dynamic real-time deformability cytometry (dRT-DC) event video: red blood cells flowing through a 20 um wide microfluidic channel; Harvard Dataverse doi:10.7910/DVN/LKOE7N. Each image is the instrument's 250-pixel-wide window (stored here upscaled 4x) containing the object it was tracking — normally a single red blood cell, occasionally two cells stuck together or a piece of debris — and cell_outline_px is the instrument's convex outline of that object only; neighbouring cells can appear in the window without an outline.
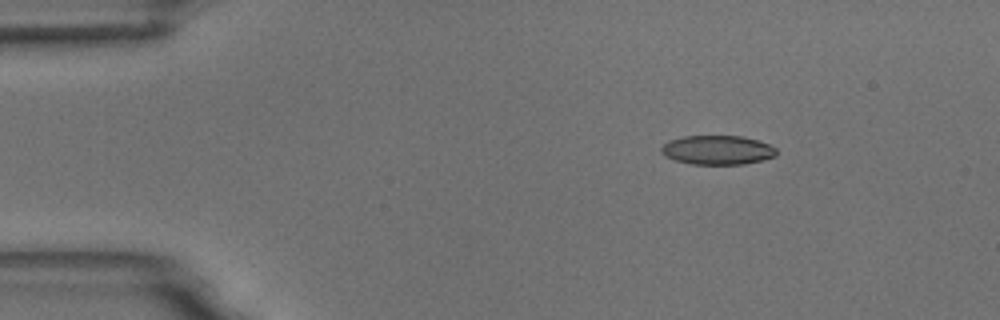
{"species": "common noctule bat (a hibernating species)", "species_latin": "Nyctalus noctula", "temperature_condition": "room temperature", "stored_images_in_passage": 4, "camera_frame_rate_fps": 3000, "um_per_image_px": 0.085, "animal": {"sex": "male", "body_mass_g": 18.8}, "frame": {"image": 1, "passage_image": 2, "time_ms": 1.0, "image_size_px": [1000, 320], "cell_outline_px": [[776, 156], [744, 164], [692, 164], [676, 160], [664, 156], [660, 152], [660, 148], [668, 140], [684, 136], [744, 136], [768, 144], [776, 148]], "centroid_in_image_um": [60.95, 12.74], "position_along_channel_um": 24.1, "area_um2": 19.54}}